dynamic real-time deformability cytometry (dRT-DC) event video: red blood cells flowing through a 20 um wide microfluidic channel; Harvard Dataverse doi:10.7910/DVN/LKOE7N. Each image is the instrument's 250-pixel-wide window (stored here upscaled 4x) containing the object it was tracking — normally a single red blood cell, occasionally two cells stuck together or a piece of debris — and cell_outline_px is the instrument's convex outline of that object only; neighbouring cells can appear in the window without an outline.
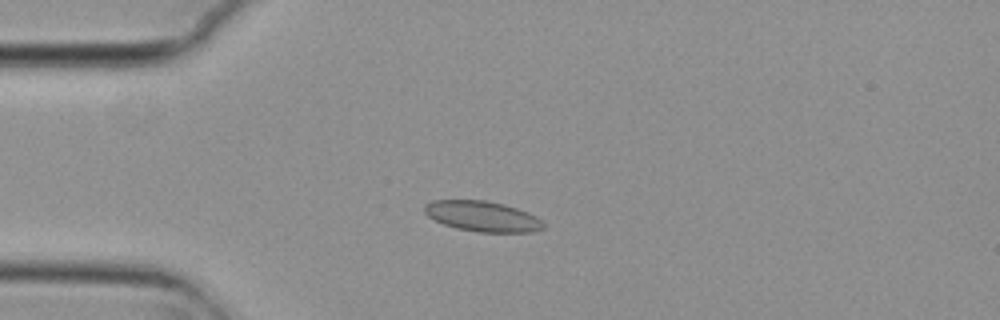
{"species": "common noctule bat (a hibernating species)", "species_latin": "Nyctalus noctula", "temperature_condition": "cold", "stored_images_in_passage": 7, "camera_frame_rate_fps": 3000, "um_per_image_px": 0.085, "animal": {"sex": "female", "body_mass_g": 29.2, "forearm_length_mm": 56.3}, "frame": {"image": 1, "passage_image": 3, "time_ms": 0.667, "image_size_px": [1000, 320], "cell_outline_px": [[544, 228], [532, 232], [476, 232], [456, 228], [444, 224], [428, 216], [424, 212], [424, 204], [432, 200], [484, 200], [504, 204], [528, 212], [536, 216], [544, 224]], "centroid_in_image_um": [41.0, 18.38], "position_along_channel_um": 44.0, "area_um2": 21.1}}
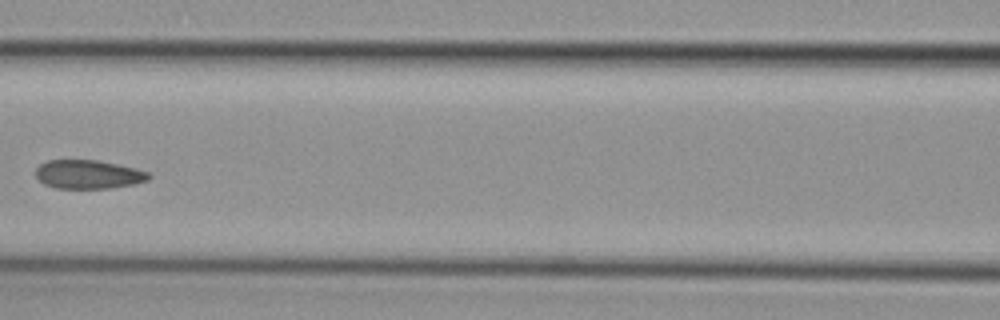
{"frame": {"image": 2, "passage_image": 6, "time_ms": 1.667, "image_size_px": [1000, 320], "cell_outline_px": [[152, 176], [148, 180], [136, 184], [112, 188], [56, 188], [44, 184], [36, 176], [36, 168], [40, 164], [48, 160], [96, 160], [136, 168], [152, 172]], "centroid_in_image_um": [7.56, 14.82], "position_along_channel_um": 159.0, "area_um2": 19.07}}
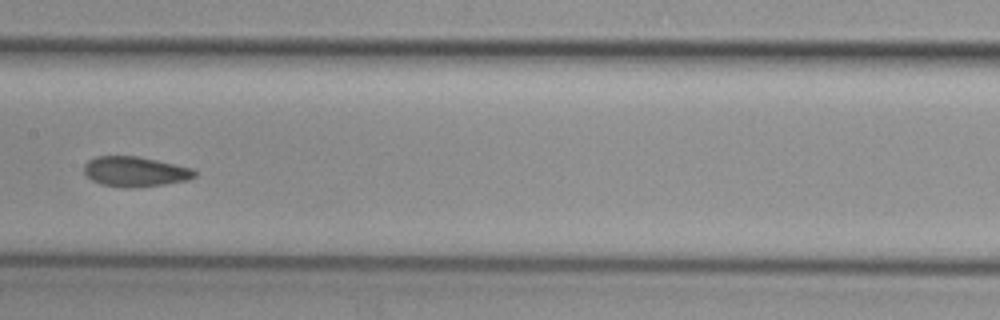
{"frame": {"image": 3, "passage_image": 7, "time_ms": 2.0, "image_size_px": [1000, 320], "cell_outline_px": [[196, 176], [188, 180], [164, 184], [128, 188], [100, 184], [92, 180], [84, 172], [84, 164], [88, 160], [96, 156], [136, 156], [156, 160], [192, 168], [196, 172]], "centroid_in_image_um": [11.47, 14.58], "position_along_channel_um": 195.9, "area_um2": 19.25}}